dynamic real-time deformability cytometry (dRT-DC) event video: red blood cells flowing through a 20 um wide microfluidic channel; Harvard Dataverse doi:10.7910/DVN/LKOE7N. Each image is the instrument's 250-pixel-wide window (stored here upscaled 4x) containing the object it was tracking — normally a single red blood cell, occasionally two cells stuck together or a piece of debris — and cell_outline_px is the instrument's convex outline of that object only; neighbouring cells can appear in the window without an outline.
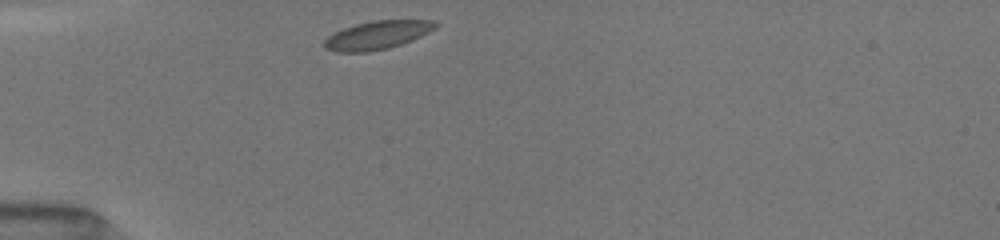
{"species": "common noctule bat (a hibernating species)", "species_latin": "Nyctalus noctula", "temperature_condition": "room temperature", "stored_images_in_passage": 15, "camera_frame_rate_fps": 3000, "um_per_image_px": 0.085, "animal": {"sex": "female", "body_mass_g": 19.5, "forearm_length_mm": 54.1}, "frame": {"image": 1, "passage_image": 1, "time_ms": 0.0, "image_size_px": [1000, 240], "cell_outline_px": [[440, 24], [436, 28], [412, 40], [388, 48], [368, 52], [336, 52], [324, 48], [324, 40], [328, 36], [344, 28], [356, 24], [376, 20], [432, 20]], "centroid_in_image_um": [32.07, 2.98], "position_along_channel_um": 52.9, "area_um2": 18.26}}
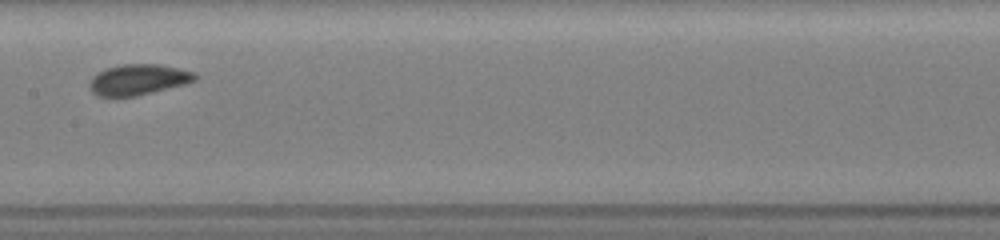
{"frame": {"image": 2, "passage_image": 8, "time_ms": 4.0, "image_size_px": [1000, 240], "cell_outline_px": [[196, 80], [188, 84], [136, 96], [100, 96], [92, 92], [88, 88], [88, 84], [92, 76], [104, 68], [120, 64], [160, 64], [196, 72]], "centroid_in_image_um": [11.75, 6.76], "position_along_channel_um": 195.6, "area_um2": 19.19}}
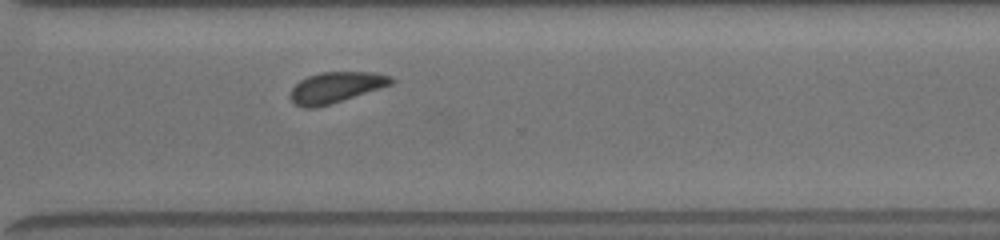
{"frame": {"image": 3, "passage_image": 15, "time_ms": 7.667, "image_size_px": [1000, 240], "cell_outline_px": [[396, 80], [392, 84], [380, 88], [316, 108], [304, 108], [296, 104], [292, 100], [292, 88], [300, 80], [308, 76], [320, 72], [372, 72], [392, 76]], "centroid_in_image_um": [28.57, 7.41], "position_along_channel_um": 342.0, "area_um2": 17.8}}